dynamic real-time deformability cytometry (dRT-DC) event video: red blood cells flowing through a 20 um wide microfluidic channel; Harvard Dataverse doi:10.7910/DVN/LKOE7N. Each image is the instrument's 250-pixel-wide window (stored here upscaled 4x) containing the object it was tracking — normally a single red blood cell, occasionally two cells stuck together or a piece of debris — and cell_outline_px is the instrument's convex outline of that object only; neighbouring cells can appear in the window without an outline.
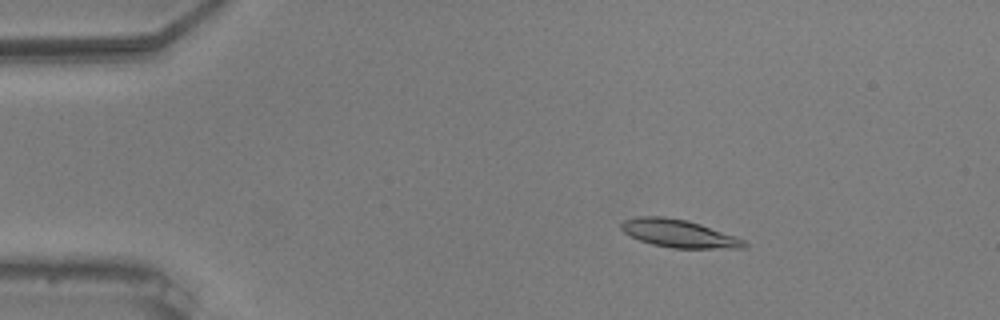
{"species": "common noctule bat (a hibernating species)", "species_latin": "Nyctalus noctula", "temperature_condition": "warm", "stored_images_in_passage": 56, "camera_frame_rate_fps": 3000, "um_per_image_px": 0.085, "animal": {"sex": "male", "body_mass_g": 20.5, "forearm_length_mm": 52.5}, "frame": {"image": 1, "passage_image": 10, "time_ms": 3.0, "image_size_px": [1000, 320], "cell_outline_px": [[748, 244], [744, 248], [672, 248], [652, 244], [640, 240], [624, 232], [620, 228], [620, 224], [624, 220], [640, 216], [664, 216], [688, 220], [736, 236], [744, 240]], "centroid_in_image_um": [57.7, 19.84], "position_along_channel_um": 27.3, "area_um2": 19.88}}
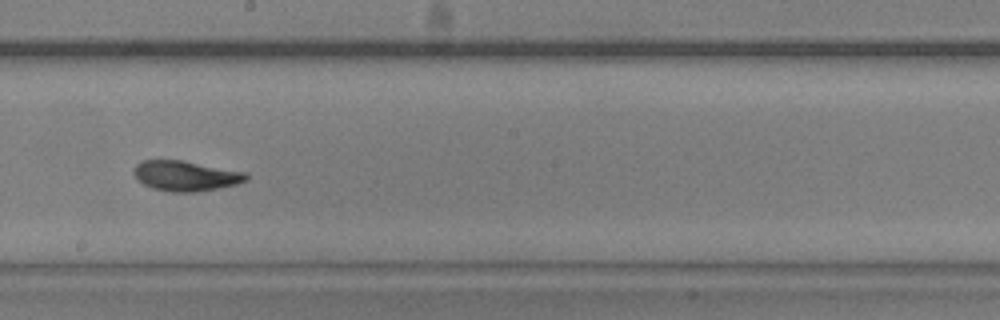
{"frame": {"image": 2, "passage_image": 32, "time_ms": 10.333, "image_size_px": [1000, 320], "cell_outline_px": [[248, 180], [236, 184], [220, 188], [196, 192], [172, 192], [152, 188], [136, 180], [132, 172], [136, 164], [144, 160], [184, 160], [248, 172]], "centroid_in_image_um": [15.8, 14.94], "position_along_channel_um": 232.4, "area_um2": 20.11}}
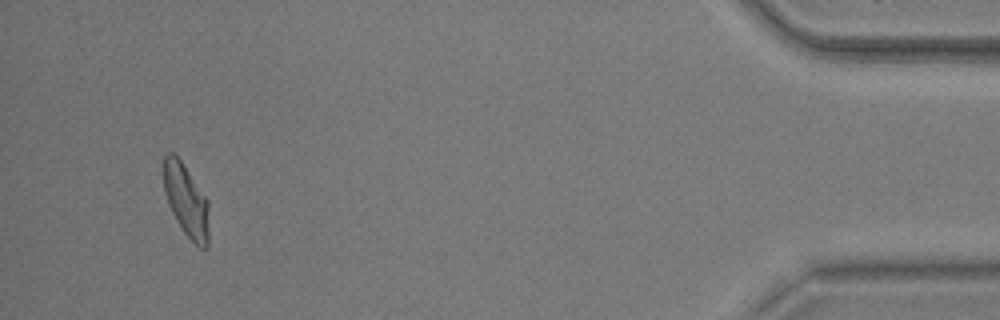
{"frame": {"image": 3, "passage_image": 53, "time_ms": 17.333, "image_size_px": [1000, 320], "cell_outline_px": [[208, 248], [200, 248], [184, 232], [176, 220], [168, 204], [164, 192], [164, 156], [168, 152], [172, 152], [180, 160], [208, 200]], "centroid_in_image_um": [15.82, 17.05], "position_along_channel_um": 419.4, "area_um2": 18.84}, "authors_computed_cell_mechanics": {"area_um2": 19.5364, "velocity_mm_per_s": 3.7005, "shape_relaxation_time_tau1_ms": 4.33, "shape_relaxation_time_tau2_ms": 1.9203, "deformation_change_tau1": 0.1752, "deformation_change_tau2": 0.0726}}